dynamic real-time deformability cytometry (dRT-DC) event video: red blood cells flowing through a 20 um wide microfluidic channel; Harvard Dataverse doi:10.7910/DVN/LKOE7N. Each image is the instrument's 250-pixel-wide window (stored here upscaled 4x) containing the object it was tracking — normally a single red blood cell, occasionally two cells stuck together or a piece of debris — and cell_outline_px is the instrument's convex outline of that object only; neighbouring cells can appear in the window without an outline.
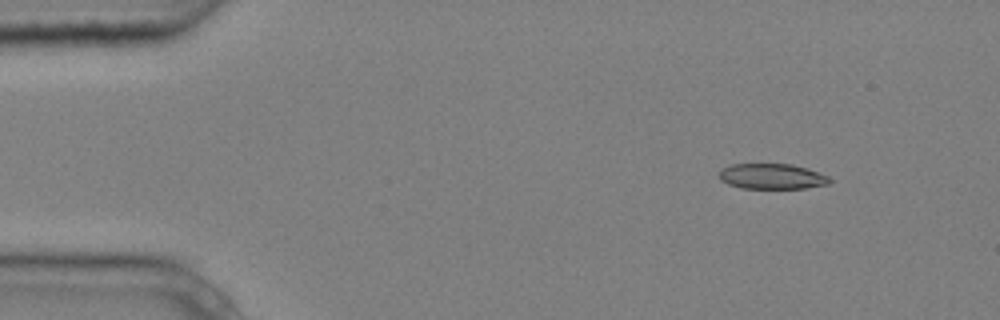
{"species": "common noctule bat (a hibernating species)", "species_latin": "Nyctalus noctula", "temperature_condition": "cold", "stored_images_in_passage": 4, "camera_frame_rate_fps": 3000, "um_per_image_px": 0.085, "animal": {"sex": "male", "body_mass_g": 20.4}, "frame": {"image": 1, "passage_image": 2, "time_ms": 0.333, "image_size_px": [1000, 320], "cell_outline_px": [[832, 180], [828, 184], [804, 188], [740, 188], [728, 184], [720, 180], [720, 168], [732, 164], [792, 164], [808, 168], [828, 176]], "centroid_in_image_um": [65.61, 14.99], "position_along_channel_um": 19.4, "area_um2": 16.42}}
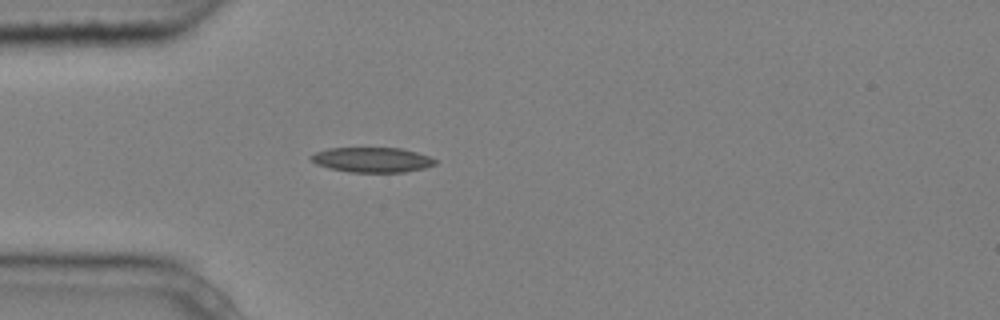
{"frame": {"image": 2, "passage_image": 4, "time_ms": 1.0, "image_size_px": [1000, 320], "cell_outline_px": [[436, 164], [424, 168], [404, 172], [348, 172], [328, 168], [316, 164], [308, 156], [316, 152], [328, 148], [404, 148], [428, 156], [436, 160]], "centroid_in_image_um": [31.61, 13.58], "position_along_channel_um": 53.4, "area_um2": 18.09}}